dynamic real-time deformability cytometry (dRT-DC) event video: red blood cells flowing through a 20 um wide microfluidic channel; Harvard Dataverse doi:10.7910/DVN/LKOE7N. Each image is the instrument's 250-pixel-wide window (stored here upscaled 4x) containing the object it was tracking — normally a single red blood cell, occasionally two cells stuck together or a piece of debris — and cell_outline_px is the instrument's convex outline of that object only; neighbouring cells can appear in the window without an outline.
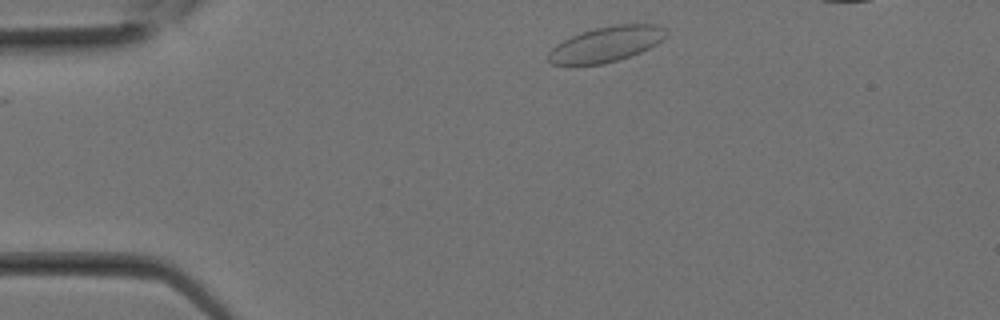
{"species": "Egyptian fruit bat (a non-hibernating species)", "species_latin": "Rousettus aegyptiacus", "temperature_condition": "room temperature", "stored_images_in_passage": 14, "camera_frame_rate_fps": 3000, "um_per_image_px": 0.085, "animal": {"sex": "female"}, "frame": {"image": 1, "passage_image": 1, "time_ms": 0.0, "image_size_px": [1000, 320], "cell_outline_px": [[668, 32], [656, 44], [640, 52], [604, 64], [552, 64], [548, 60], [548, 52], [556, 44], [580, 32], [596, 28], [616, 24], [656, 24], [664, 28]], "centroid_in_image_um": [51.51, 3.74], "position_along_channel_um": 33.5, "area_um2": 23.87}}
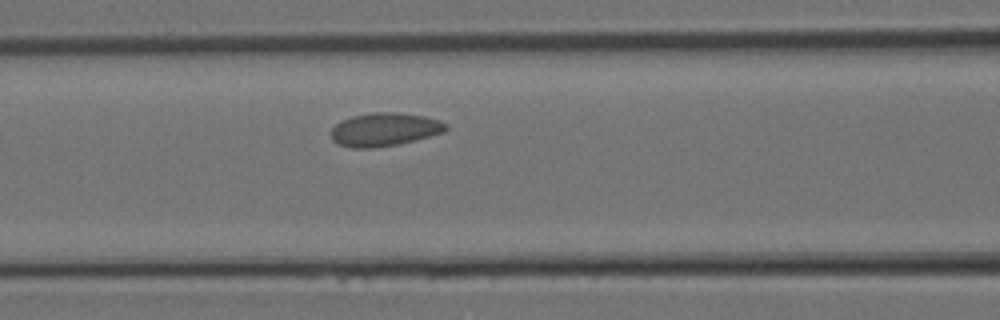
{"frame": {"image": 2, "passage_image": 7, "time_ms": 2.0, "image_size_px": [1000, 320], "cell_outline_px": [[448, 128], [444, 132], [416, 140], [396, 144], [372, 148], [352, 148], [336, 144], [332, 140], [332, 128], [336, 124], [352, 116], [372, 112], [396, 112], [424, 116], [440, 120], [448, 124]], "centroid_in_image_um": [32.7, 11.0], "position_along_channel_um": 133.9, "area_um2": 22.31}}
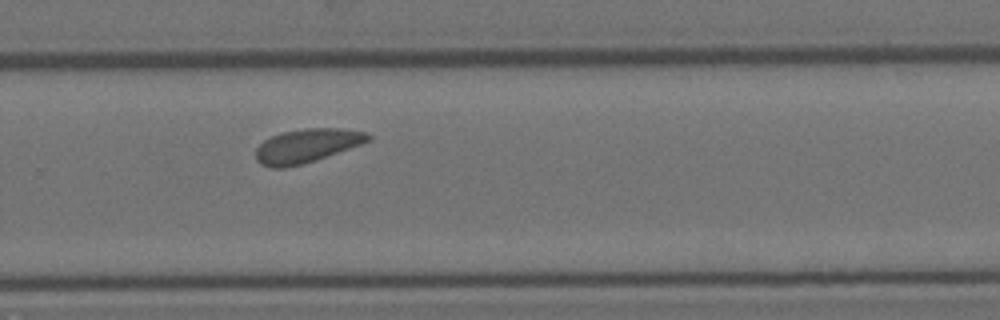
{"frame": {"image": 3, "passage_image": 14, "time_ms": 4.333, "image_size_px": [1000, 320], "cell_outline_px": [[372, 140], [316, 160], [284, 168], [268, 168], [260, 164], [256, 160], [256, 148], [264, 140], [280, 132], [304, 128], [340, 128], [368, 132], [372, 136]], "centroid_in_image_um": [26.07, 12.38], "position_along_channel_um": 303.7, "area_um2": 22.25}}